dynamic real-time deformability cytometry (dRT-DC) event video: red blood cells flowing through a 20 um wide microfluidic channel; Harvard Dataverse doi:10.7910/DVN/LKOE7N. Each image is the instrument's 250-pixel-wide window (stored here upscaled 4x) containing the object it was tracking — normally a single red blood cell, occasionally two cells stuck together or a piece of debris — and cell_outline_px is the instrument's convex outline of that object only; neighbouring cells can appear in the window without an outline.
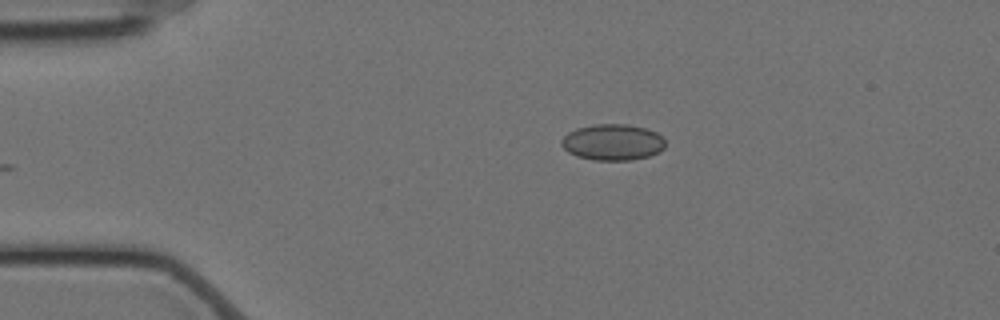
{"species": "Egyptian fruit bat (a non-hibernating species)", "species_latin": "Rousettus aegyptiacus", "temperature_condition": "cold", "stored_images_in_passage": 21, "camera_frame_rate_fps": 3000, "um_per_image_px": 0.085, "animal": {"sex": "female"}, "frame": {"image": 1, "passage_image": 1, "time_ms": 0.0, "image_size_px": [1000, 320], "cell_outline_px": [[664, 148], [660, 152], [648, 156], [628, 160], [592, 160], [576, 156], [568, 152], [560, 144], [560, 140], [568, 132], [576, 128], [596, 124], [628, 124], [644, 128], [656, 132], [664, 136]], "centroid_in_image_um": [52.06, 12.08], "position_along_channel_um": 32.9, "area_um2": 22.02}}
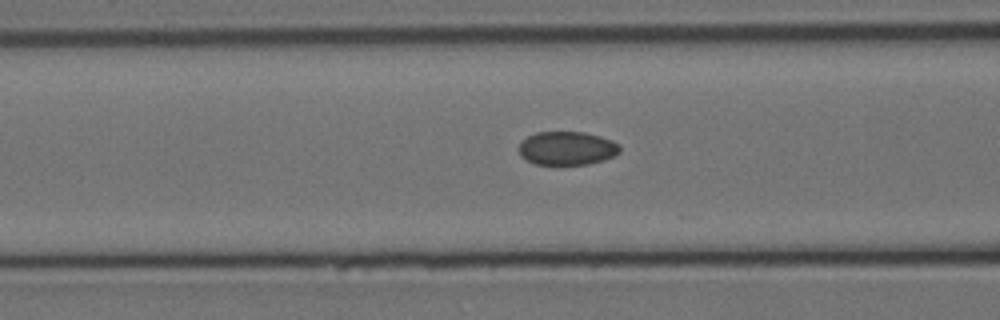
{"frame": {"image": 2, "passage_image": 12, "time_ms": 3.667, "image_size_px": [1000, 320], "cell_outline_px": [[620, 152], [604, 160], [588, 164], [536, 164], [520, 156], [520, 144], [528, 136], [536, 132], [584, 132], [600, 136], [612, 140], [620, 148]], "centroid_in_image_um": [48.2, 12.6], "position_along_channel_um": 118.4, "area_um2": 19.48}}
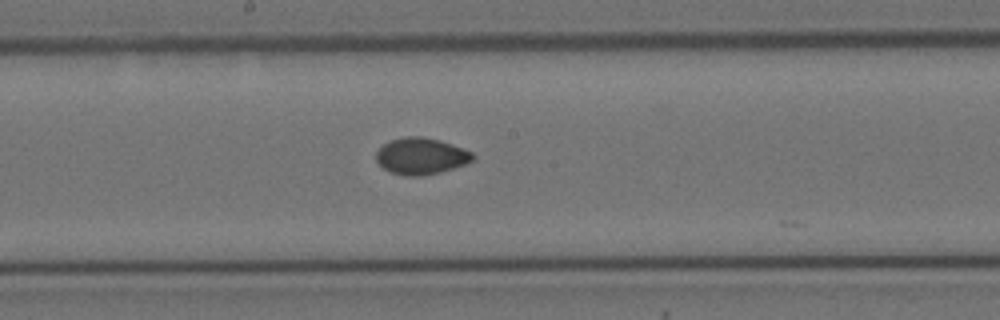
{"frame": {"image": 3, "passage_image": 20, "time_ms": 6.333, "image_size_px": [1000, 320], "cell_outline_px": [[476, 156], [472, 160], [464, 164], [440, 172], [420, 176], [404, 176], [392, 172], [384, 168], [376, 160], [376, 152], [388, 140], [404, 136], [420, 136], [440, 140], [452, 144], [472, 152]], "centroid_in_image_um": [35.78, 13.25], "position_along_channel_um": 212.4, "area_um2": 20.52}}